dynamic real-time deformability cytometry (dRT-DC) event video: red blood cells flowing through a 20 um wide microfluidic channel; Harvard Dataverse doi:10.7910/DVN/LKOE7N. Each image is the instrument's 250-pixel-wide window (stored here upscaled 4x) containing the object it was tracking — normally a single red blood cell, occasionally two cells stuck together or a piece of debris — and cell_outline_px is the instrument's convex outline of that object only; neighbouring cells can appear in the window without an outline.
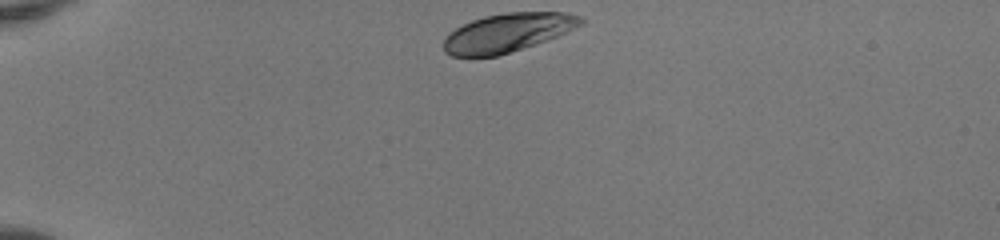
{"species": "human", "species_latin": "Homo sapiens", "temperature_condition": "room temperature", "stored_images_in_passage": 34, "camera_frame_rate_fps": 3000, "um_per_image_px": 0.085, "donor": {"sex": "female"}, "frame": {"image": 1, "passage_image": 1, "time_ms": 0.0, "image_size_px": [1000, 240], "cell_outline_px": [[584, 24], [548, 40], [496, 56], [452, 56], [444, 52], [444, 40], [456, 28], [472, 20], [484, 16], [508, 12], [564, 12], [580, 16], [584, 20]], "centroid_in_image_um": [43.18, 2.77], "position_along_channel_um": 41.8, "area_um2": 30.58}}
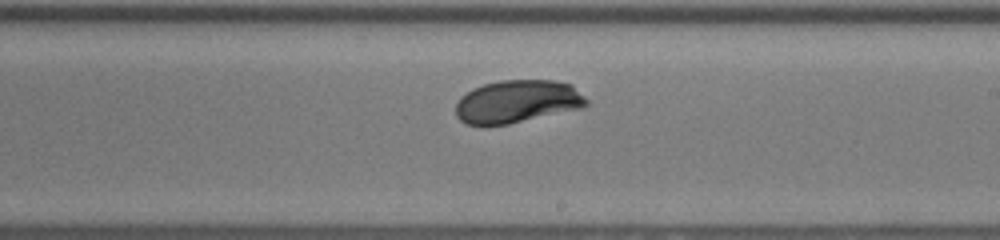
{"frame": {"image": 2, "passage_image": 20, "time_ms": 6.333, "image_size_px": [1000, 240], "cell_outline_px": [[588, 104], [580, 108], [508, 124], [484, 128], [464, 124], [456, 116], [456, 104], [460, 96], [472, 88], [484, 84], [500, 80], [556, 80], [572, 84], [588, 100]], "centroid_in_image_um": [43.91, 8.65], "position_along_channel_um": 245.1, "area_um2": 33.18}}
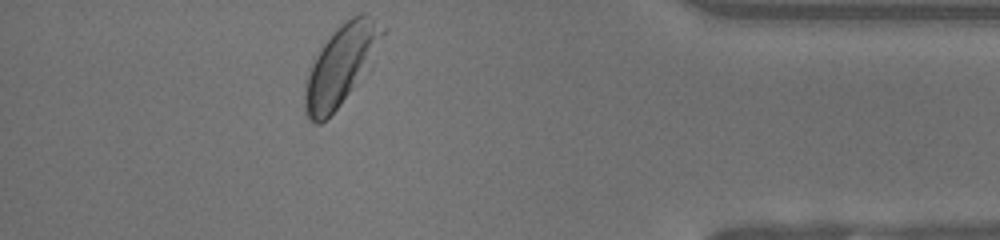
{"frame": {"image": 3, "passage_image": 34, "time_ms": 11.0, "image_size_px": [1000, 240], "cell_outline_px": [[388, 28], [352, 88], [340, 104], [320, 124], [316, 124], [308, 120], [304, 108], [304, 88], [312, 64], [320, 48], [344, 20], [360, 12], [364, 12]], "centroid_in_image_um": [28.94, 5.5], "position_along_channel_um": 406.3, "area_um2": 34.62}, "authors_computed_cell_mechanics": {"area_um2": 32.8882, "velocity_mm_per_s": 4.0753, "shape_relaxation_time_tau1_ms": 1.765, "shape_relaxation_time_tau2_ms": null, "deformation_change_tau1": 0.1213, "deformation_change_tau2": null}}